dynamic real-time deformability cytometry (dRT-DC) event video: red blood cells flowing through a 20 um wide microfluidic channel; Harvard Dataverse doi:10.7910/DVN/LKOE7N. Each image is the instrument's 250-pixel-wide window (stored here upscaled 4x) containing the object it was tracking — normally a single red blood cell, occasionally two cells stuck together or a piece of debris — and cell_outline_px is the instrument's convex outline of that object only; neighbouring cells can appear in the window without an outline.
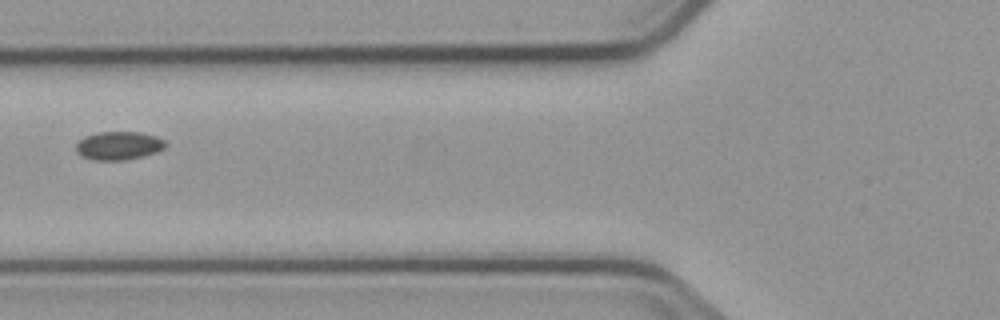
{"species": "common noctule bat (a hibernating species)", "species_latin": "Nyctalus noctula", "temperature_condition": "cold", "stored_images_in_passage": 5, "camera_frame_rate_fps": 3000, "um_per_image_px": 0.085, "animal": {"sex": "male", "body_mass_g": 23.1, "forearm_length_mm": 52.7}, "frame": {"image": 1, "passage_image": 2, "time_ms": 1.333, "image_size_px": [1000, 320], "cell_outline_px": [[168, 144], [164, 148], [156, 152], [124, 160], [92, 160], [76, 152], [76, 144], [84, 136], [96, 132], [140, 132], [156, 136], [164, 140]], "centroid_in_image_um": [10.08, 12.37], "position_along_channel_um": 115.7, "area_um2": 14.74}}
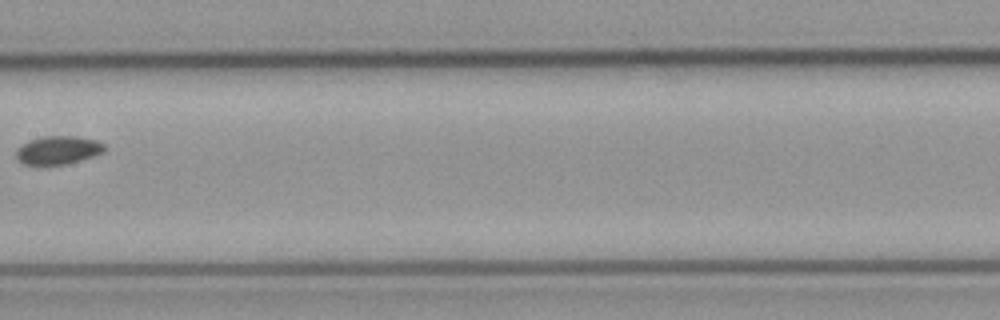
{"frame": {"image": 2, "passage_image": 4, "time_ms": 3.667, "image_size_px": [1000, 320], "cell_outline_px": [[108, 148], [104, 152], [80, 160], [48, 168], [40, 168], [24, 164], [16, 156], [16, 148], [28, 140], [44, 136], [72, 136], [96, 140], [104, 144]], "centroid_in_image_um": [4.89, 12.8], "position_along_channel_um": 202.5, "area_um2": 15.14}}
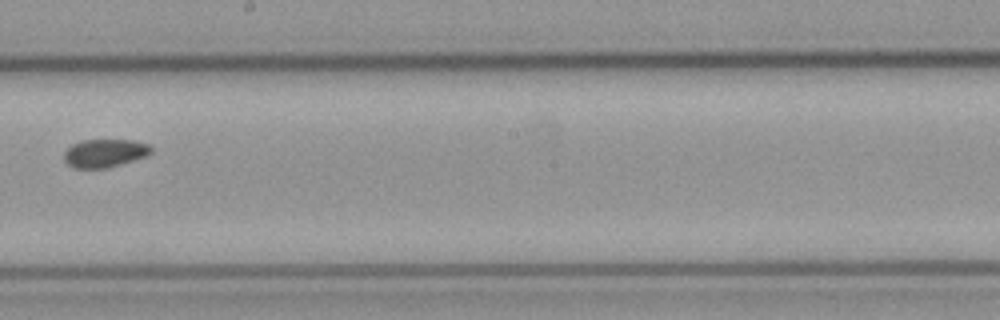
{"frame": {"image": 3, "passage_image": 5, "time_ms": 4.667, "image_size_px": [1000, 320], "cell_outline_px": [[152, 152], [144, 156], [132, 160], [104, 168], [76, 168], [68, 164], [64, 160], [64, 152], [72, 144], [80, 140], [132, 140], [148, 144], [152, 148]], "centroid_in_image_um": [8.87, 13.0], "position_along_channel_um": 239.3, "area_um2": 14.05}}